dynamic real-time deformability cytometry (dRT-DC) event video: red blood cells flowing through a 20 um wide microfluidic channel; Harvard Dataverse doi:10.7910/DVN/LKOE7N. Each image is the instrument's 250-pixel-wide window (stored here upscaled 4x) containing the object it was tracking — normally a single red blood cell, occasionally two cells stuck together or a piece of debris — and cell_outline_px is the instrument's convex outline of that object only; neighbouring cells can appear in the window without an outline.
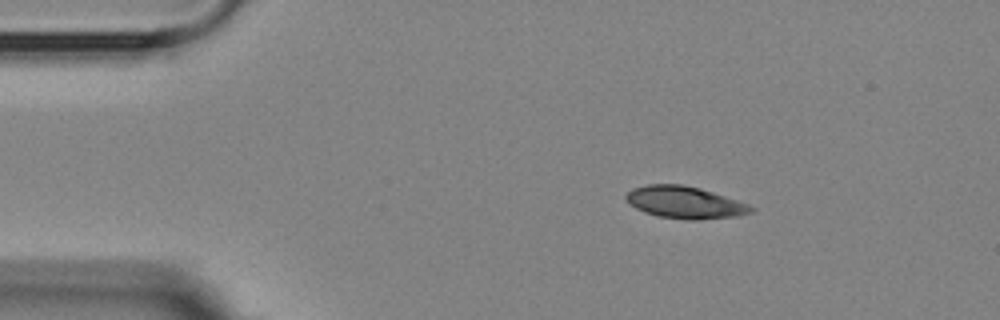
{"species": "Egyptian fruit bat (a non-hibernating species)", "species_latin": "Rousettus aegyptiacus", "temperature_condition": "room temperature", "stored_images_in_passage": 5, "camera_frame_rate_fps": 3000, "um_per_image_px": 0.085, "animal": {"sex": "female"}, "frame": {"image": 1, "passage_image": 2, "time_ms": 1.0, "image_size_px": [1000, 320], "cell_outline_px": [[756, 208], [752, 212], [736, 216], [700, 220], [692, 220], [660, 216], [644, 212], [636, 208], [624, 196], [632, 188], [648, 184], [684, 184], [700, 188], [748, 204]], "centroid_in_image_um": [58.22, 17.2], "position_along_channel_um": 26.8, "area_um2": 23.18}}
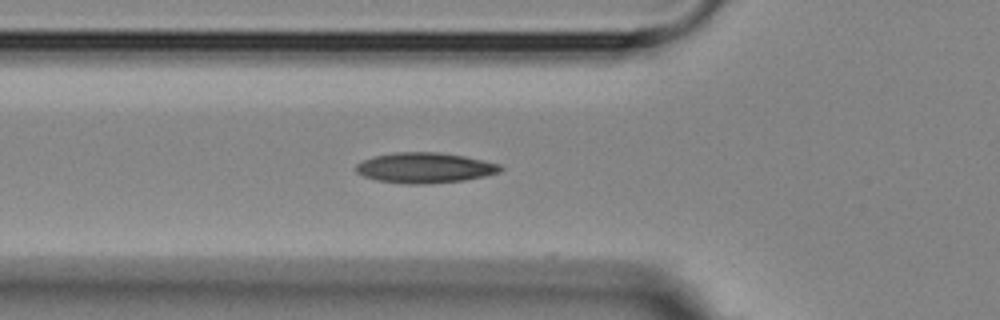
{"frame": {"image": 2, "passage_image": 5, "time_ms": 4.333, "image_size_px": [1000, 320], "cell_outline_px": [[504, 168], [500, 172], [484, 176], [464, 180], [428, 184], [408, 184], [376, 180], [364, 176], [356, 172], [356, 164], [364, 160], [376, 156], [396, 152], [436, 152], [464, 156], [500, 164]], "centroid_in_image_um": [36.12, 14.27], "position_along_channel_um": 89.7, "area_um2": 25.43}}